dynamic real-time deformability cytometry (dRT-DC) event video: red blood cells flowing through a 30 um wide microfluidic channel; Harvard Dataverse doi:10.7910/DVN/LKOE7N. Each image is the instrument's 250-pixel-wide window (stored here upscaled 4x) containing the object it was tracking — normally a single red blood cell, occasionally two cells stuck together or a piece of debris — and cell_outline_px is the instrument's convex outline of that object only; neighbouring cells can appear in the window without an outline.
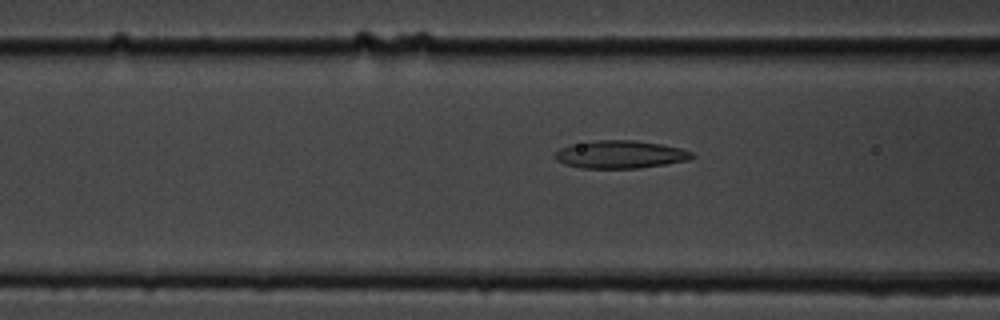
{"species": "common noctule bat (a hibernating species)", "species_latin": "Nyctalus noctula", "temperature_condition": "cold", "stored_images_in_passage": 56, "camera_frame_rate_fps": 3000, "um_per_image_px": 0.085, "animal": {"sex": "male", "body_mass_g": 19.5, "forearm_length_mm": 54.6}, "frame": {"image": 1, "passage_image": 22, "time_ms": 7.0, "image_size_px": [1000, 320], "cell_outline_px": [[696, 156], [688, 160], [640, 168], [580, 168], [564, 164], [556, 160], [552, 156], [560, 148], [572, 144], [592, 140], [636, 140], [660, 144], [680, 148], [692, 152]], "centroid_in_image_um": [52.69, 13.12], "position_along_channel_um": 113.9, "area_um2": 22.31}}
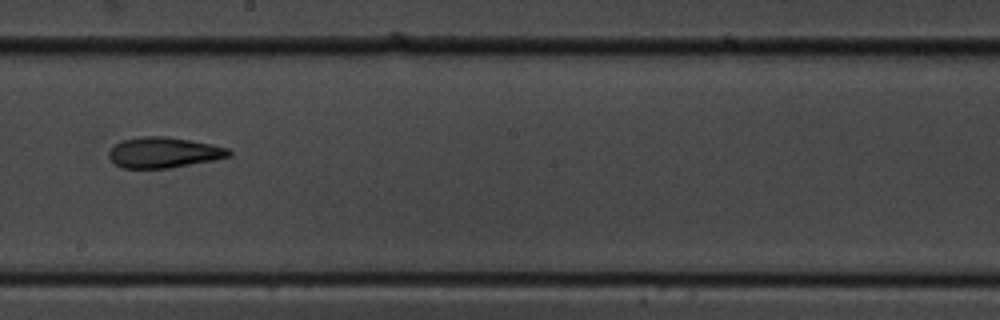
{"frame": {"image": 2, "passage_image": 32, "time_ms": 10.333, "image_size_px": [1000, 320], "cell_outline_px": [[232, 156], [216, 160], [168, 168], [124, 168], [116, 164], [108, 156], [108, 152], [116, 144], [124, 140], [140, 136], [164, 136], [212, 144], [228, 148], [232, 152]], "centroid_in_image_um": [13.96, 12.96], "position_along_channel_um": 234.2, "area_um2": 21.33}}
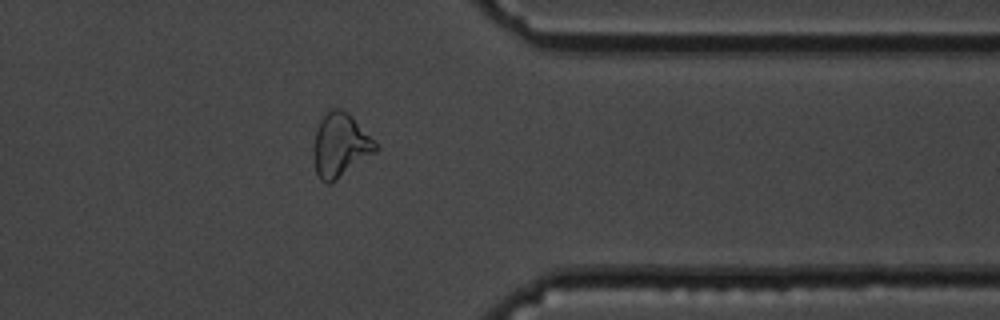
{"frame": {"image": 3, "passage_image": 45, "time_ms": 14.667, "image_size_px": [1000, 320], "cell_outline_px": [[380, 148], [376, 152], [332, 184], [328, 184], [320, 180], [316, 172], [312, 156], [312, 148], [316, 132], [320, 120], [332, 108], [340, 108], [348, 112], [352, 116]], "centroid_in_image_um": [28.9, 12.38], "position_along_channel_um": 382.5, "area_um2": 23.24}, "authors_computed_cell_mechanics": {"area_um2": 22.6865, "velocity_mm_per_s": 3.615, "shape_relaxation_time_tau1_ms": null, "shape_relaxation_time_tau2_ms": 5.2248, "deformation_change_tau1": null, "deformation_change_tau2": 0.1513}}